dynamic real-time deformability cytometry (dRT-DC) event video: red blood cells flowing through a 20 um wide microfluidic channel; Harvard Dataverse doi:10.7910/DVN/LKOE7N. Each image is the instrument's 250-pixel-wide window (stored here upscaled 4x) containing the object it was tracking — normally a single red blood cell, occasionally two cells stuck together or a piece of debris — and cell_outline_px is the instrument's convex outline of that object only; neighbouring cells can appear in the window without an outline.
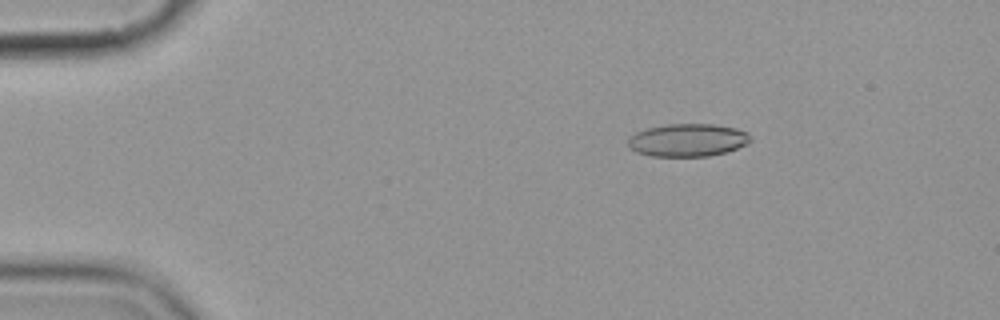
{"species": "common noctule bat (a hibernating species)", "species_latin": "Nyctalus noctula", "temperature_condition": "cold", "stored_images_in_passage": 5, "camera_frame_rate_fps": 3000, "um_per_image_px": 0.085, "animal": {"sex": "female", "body_mass_g": 19.9}, "frame": {"image": 1, "passage_image": 3, "time_ms": 3.0, "image_size_px": [1000, 320], "cell_outline_px": [[752, 140], [748, 144], [724, 152], [708, 156], [652, 156], [636, 152], [628, 148], [628, 136], [636, 132], [648, 128], [668, 124], [712, 124], [736, 128], [748, 132], [752, 136]], "centroid_in_image_um": [58.45, 11.9], "position_along_channel_um": 26.5, "area_um2": 23.52}}